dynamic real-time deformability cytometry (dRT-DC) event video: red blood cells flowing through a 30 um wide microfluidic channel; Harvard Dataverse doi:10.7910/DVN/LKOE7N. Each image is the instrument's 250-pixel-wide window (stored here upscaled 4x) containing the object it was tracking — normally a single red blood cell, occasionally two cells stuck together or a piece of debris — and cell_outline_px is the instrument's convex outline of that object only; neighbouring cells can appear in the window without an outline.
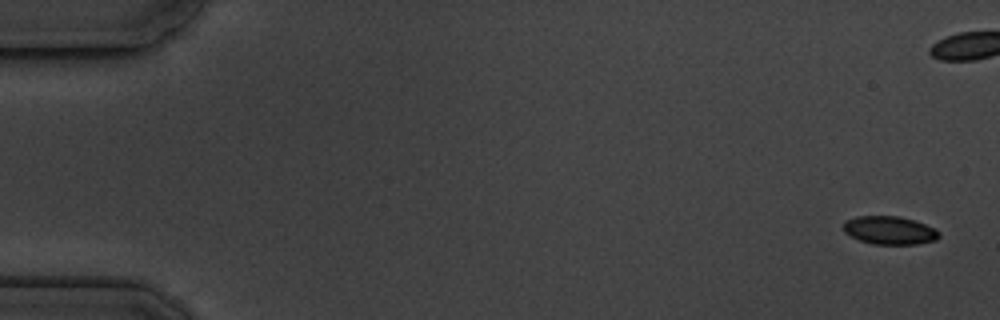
{"species": "common noctule bat (a hibernating species)", "species_latin": "Nyctalus noctula", "temperature_condition": "cold", "stored_images_in_passage": 8, "camera_frame_rate_fps": 3000, "um_per_image_px": 0.085, "animal": {"sex": "male", "body_mass_g": 19.5, "forearm_length_mm": 54.6}, "frame": {"image": 1, "passage_image": 1, "time_ms": 0.0, "image_size_px": [1000, 320], "cell_outline_px": [[940, 236], [936, 240], [916, 244], [872, 244], [860, 240], [844, 232], [844, 224], [848, 220], [856, 216], [900, 216], [936, 228], [940, 232]], "centroid_in_image_um": [75.65, 19.58], "position_along_channel_um": 9.4, "area_um2": 15.61}}
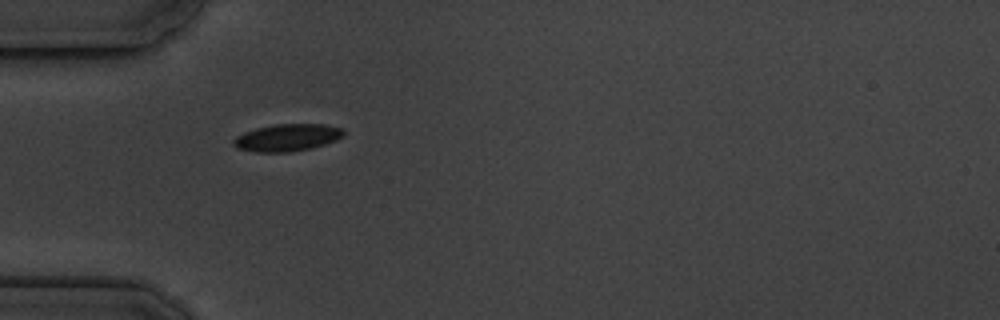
{"frame": {"image": 2, "passage_image": 6, "time_ms": 6.667, "image_size_px": [1000, 320], "cell_outline_px": [[344, 136], [336, 140], [312, 148], [288, 152], [256, 152], [236, 148], [232, 144], [232, 140], [236, 136], [244, 132], [256, 128], [276, 124], [324, 124], [344, 128]], "centroid_in_image_um": [24.41, 11.69], "position_along_channel_um": 60.6, "area_um2": 17.57}}
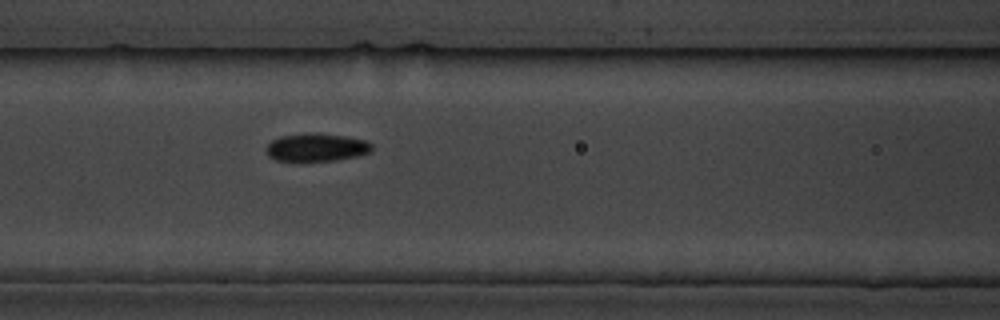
{"frame": {"image": 3, "passage_image": 8, "time_ms": 9.0, "image_size_px": [1000, 320], "cell_outline_px": [[372, 148], [368, 152], [356, 156], [336, 160], [300, 164], [276, 160], [268, 156], [264, 148], [272, 140], [280, 136], [308, 132], [316, 132], [344, 136], [364, 140], [372, 144]], "centroid_in_image_um": [26.8, 12.56], "position_along_channel_um": 139.8, "area_um2": 17.98}}